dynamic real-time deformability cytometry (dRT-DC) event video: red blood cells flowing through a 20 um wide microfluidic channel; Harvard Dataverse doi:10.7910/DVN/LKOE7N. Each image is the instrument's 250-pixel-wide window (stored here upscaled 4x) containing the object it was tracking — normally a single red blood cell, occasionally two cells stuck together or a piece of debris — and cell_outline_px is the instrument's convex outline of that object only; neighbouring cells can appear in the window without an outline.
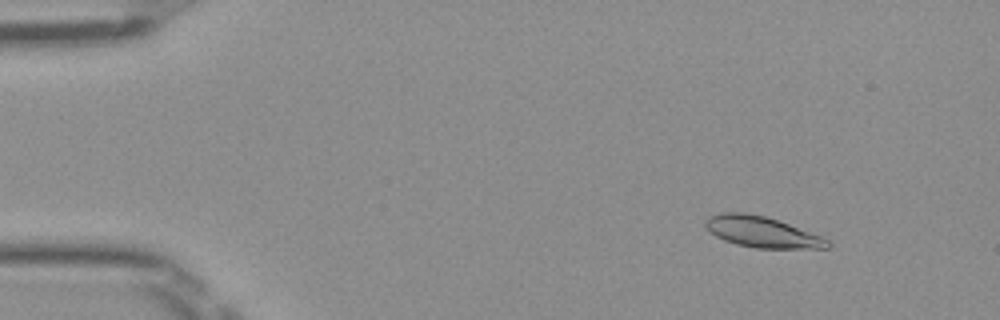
{"species": "Egyptian fruit bat (a non-hibernating species)", "species_latin": "Rousettus aegyptiacus", "temperature_condition": "room temperature", "stored_images_in_passage": 51, "camera_frame_rate_fps": 3000, "um_per_image_px": 0.085, "frame": {"image": 1, "passage_image": 6, "time_ms": 1.667, "image_size_px": [1000, 320], "cell_outline_px": [[832, 244], [828, 248], [756, 248], [736, 244], [724, 240], [716, 236], [704, 224], [704, 220], [708, 216], [724, 212], [744, 212], [764, 216], [788, 224], [820, 236], [828, 240]], "centroid_in_image_um": [64.73, 19.71], "position_along_channel_um": 20.3, "area_um2": 21.68}}
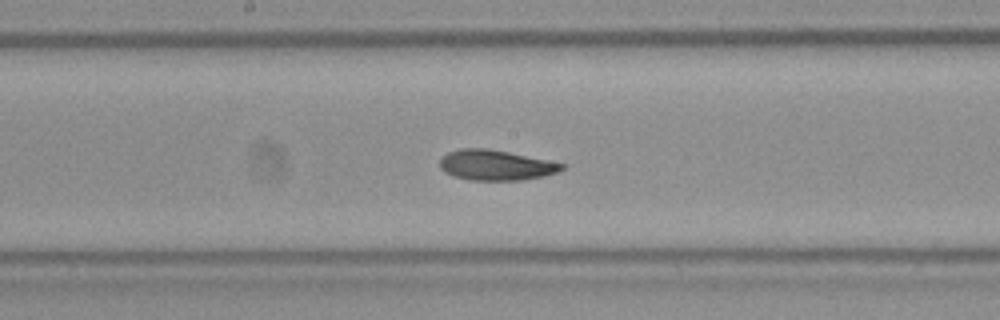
{"frame": {"image": 2, "passage_image": 27, "time_ms": 8.667, "image_size_px": [1000, 320], "cell_outline_px": [[568, 164], [560, 172], [544, 176], [524, 180], [472, 180], [456, 176], [444, 172], [440, 168], [440, 156], [448, 152], [460, 148], [488, 148]], "centroid_in_image_um": [42.17, 14.03], "position_along_channel_um": 206.0, "area_um2": 21.73}}
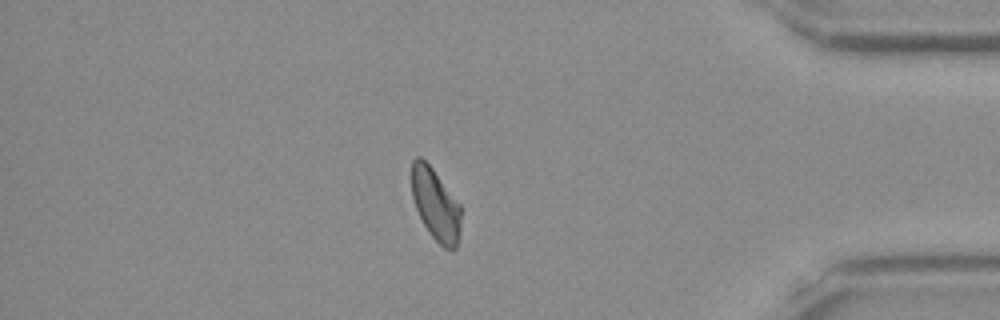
{"frame": {"image": 3, "passage_image": 44, "time_ms": 14.333, "image_size_px": [1000, 320], "cell_outline_px": [[460, 232], [456, 248], [444, 248], [432, 236], [424, 224], [416, 208], [412, 196], [412, 160], [416, 156], [420, 156], [432, 168], [460, 204]], "centroid_in_image_um": [37.02, 17.37], "position_along_channel_um": 398.2, "area_um2": 20.29}, "authors_computed_cell_mechanics": {"area_um2": 21.6172, "velocity_mm_per_s": 3.9879, "shape_relaxation_time_tau1_ms": 4.4005, "shape_relaxation_time_tau2_ms": 2.0007, "deformation_change_tau1": 0.1263, "deformation_change_tau2": 0.0563}}